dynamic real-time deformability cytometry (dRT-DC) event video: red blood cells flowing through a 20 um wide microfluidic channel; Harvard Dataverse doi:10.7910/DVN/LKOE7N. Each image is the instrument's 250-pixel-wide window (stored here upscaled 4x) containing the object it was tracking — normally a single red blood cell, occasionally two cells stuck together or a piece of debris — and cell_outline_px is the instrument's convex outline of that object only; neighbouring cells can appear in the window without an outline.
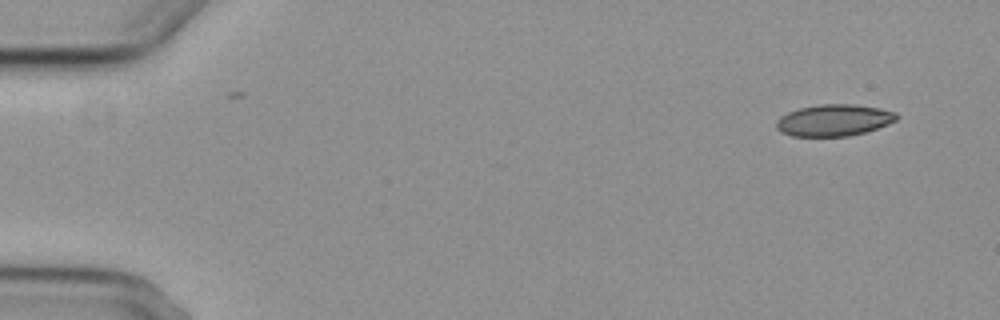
{"species": "common noctule bat (a hibernating species)", "species_latin": "Nyctalus noctula", "temperature_condition": "cold", "stored_images_in_passage": 2, "camera_frame_rate_fps": 3000, "um_per_image_px": 0.085, "animal": {"sex": "female", "body_mass_g": 29.2, "forearm_length_mm": 56.3}, "frame": {"image": 1, "passage_image": 2, "time_ms": 1.333, "image_size_px": [1000, 320], "cell_outline_px": [[900, 116], [896, 120], [888, 124], [864, 132], [848, 136], [792, 136], [780, 132], [776, 128], [776, 120], [780, 116], [788, 112], [800, 108], [820, 104], [852, 104], [880, 108], [896, 112]], "centroid_in_image_um": [70.87, 10.21], "position_along_channel_um": 14.1, "area_um2": 22.2}}